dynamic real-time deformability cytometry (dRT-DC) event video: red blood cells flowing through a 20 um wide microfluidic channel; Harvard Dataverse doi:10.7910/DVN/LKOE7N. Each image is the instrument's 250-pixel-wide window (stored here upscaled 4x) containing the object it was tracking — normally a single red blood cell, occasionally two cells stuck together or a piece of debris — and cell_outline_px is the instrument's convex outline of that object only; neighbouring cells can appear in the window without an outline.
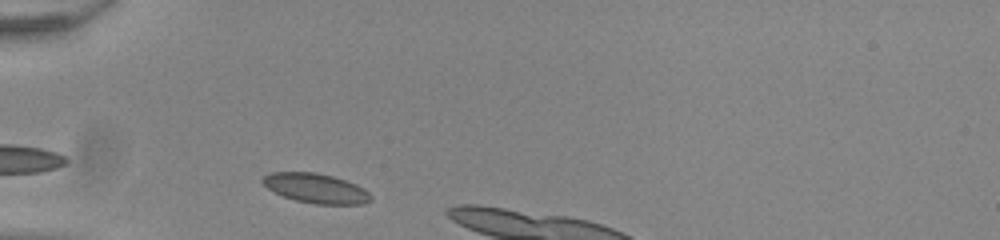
{"species": "common noctule bat (a hibernating species)", "species_latin": "Nyctalus noctula", "temperature_condition": "room temperature", "stored_images_in_passage": 6, "camera_frame_rate_fps": 3000, "um_per_image_px": 0.085, "animal": {"sex": "male", "body_mass_g": 20.0, "forearm_length_mm": 53.3}, "frame": {"image": 1, "passage_image": 2, "time_ms": 0.333, "image_size_px": [1000, 240], "cell_outline_px": [[372, 200], [364, 204], [316, 204], [296, 200], [284, 196], [268, 188], [260, 180], [264, 176], [272, 172], [316, 172], [332, 176], [356, 184], [364, 188], [372, 196]], "centroid_in_image_um": [26.88, 16.0], "position_along_channel_um": 58.1, "area_um2": 18.55}}